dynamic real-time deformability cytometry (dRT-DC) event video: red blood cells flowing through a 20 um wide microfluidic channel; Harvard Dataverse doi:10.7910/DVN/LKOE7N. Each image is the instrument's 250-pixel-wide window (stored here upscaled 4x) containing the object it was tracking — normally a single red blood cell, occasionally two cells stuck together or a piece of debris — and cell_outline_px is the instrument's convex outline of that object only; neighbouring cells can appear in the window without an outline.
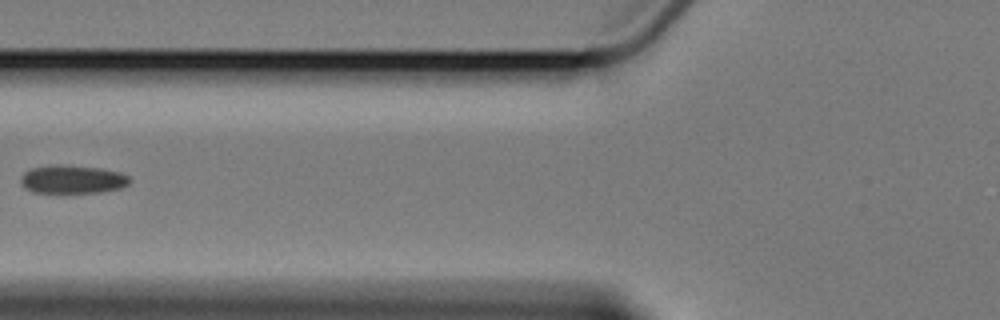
{"species": "Egyptian fruit bat (a non-hibernating species)", "species_latin": "Rousettus aegyptiacus", "temperature_condition": "cold", "stored_images_in_passage": 9, "camera_frame_rate_fps": 3000, "um_per_image_px": 0.085, "animal": {"sex": "female"}, "frame": {"image": 1, "passage_image": 6, "time_ms": 6.0, "image_size_px": [1000, 320], "cell_outline_px": [[132, 180], [128, 184], [120, 188], [100, 192], [32, 192], [24, 188], [20, 184], [20, 176], [24, 172], [32, 168], [100, 168], [120, 172], [128, 176]], "centroid_in_image_um": [6.18, 15.3], "position_along_channel_um": 119.6, "area_um2": 16.99}}
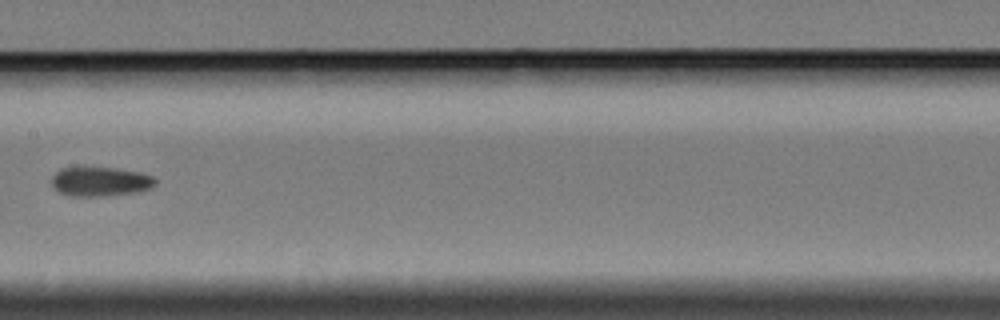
{"frame": {"image": 2, "passage_image": 8, "time_ms": 8.333, "image_size_px": [1000, 320], "cell_outline_px": [[156, 184], [152, 188], [140, 192], [108, 196], [68, 196], [52, 188], [52, 176], [60, 168], [112, 168], [140, 172], [152, 176], [156, 180]], "centroid_in_image_um": [8.54, 15.45], "position_along_channel_um": 198.9, "area_um2": 17.86}}
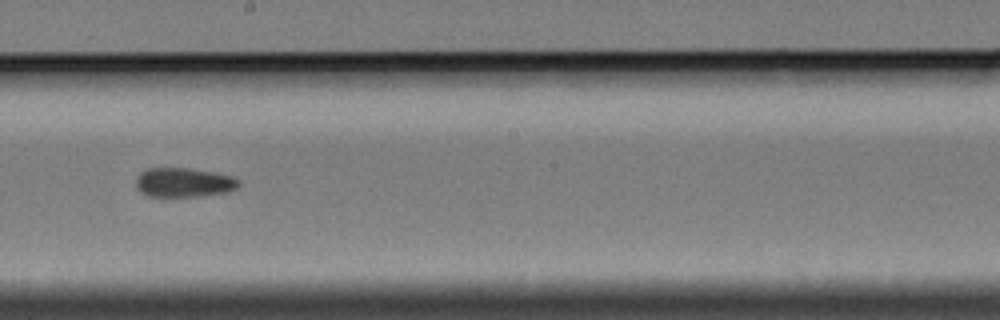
{"frame": {"image": 3, "passage_image": 9, "time_ms": 9.333, "image_size_px": [1000, 320], "cell_outline_px": [[240, 184], [236, 188], [228, 192], [200, 196], [148, 196], [140, 192], [136, 188], [136, 176], [140, 172], [148, 168], [188, 168], [212, 172], [232, 176], [240, 180]], "centroid_in_image_um": [15.6, 15.51], "position_along_channel_um": 232.6, "area_um2": 17.63}}